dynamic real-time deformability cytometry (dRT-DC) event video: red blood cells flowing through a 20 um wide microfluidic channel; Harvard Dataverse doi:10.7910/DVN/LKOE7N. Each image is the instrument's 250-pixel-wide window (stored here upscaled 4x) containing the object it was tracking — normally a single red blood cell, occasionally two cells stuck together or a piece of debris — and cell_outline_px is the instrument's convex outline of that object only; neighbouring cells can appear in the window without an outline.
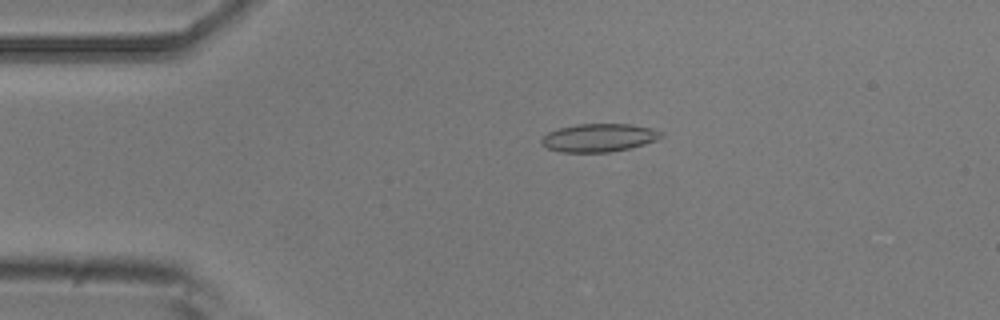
{"species": "common noctule bat (a hibernating species)", "species_latin": "Nyctalus noctula", "temperature_condition": "room temperature", "stored_images_in_passage": 42, "camera_frame_rate_fps": 3000, "um_per_image_px": 0.085, "animal": {"sex": "male", "body_mass_g": 20.5, "forearm_length_mm": 52.5}, "frame": {"image": 1, "passage_image": 2, "time_ms": 0.333, "image_size_px": [1000, 320], "cell_outline_px": [[664, 136], [656, 140], [644, 144], [612, 152], [560, 152], [548, 148], [540, 144], [540, 140], [548, 132], [560, 128], [576, 124], [628, 124], [652, 128], [660, 132]], "centroid_in_image_um": [50.88, 11.71], "position_along_channel_um": 34.1, "area_um2": 19.54}}
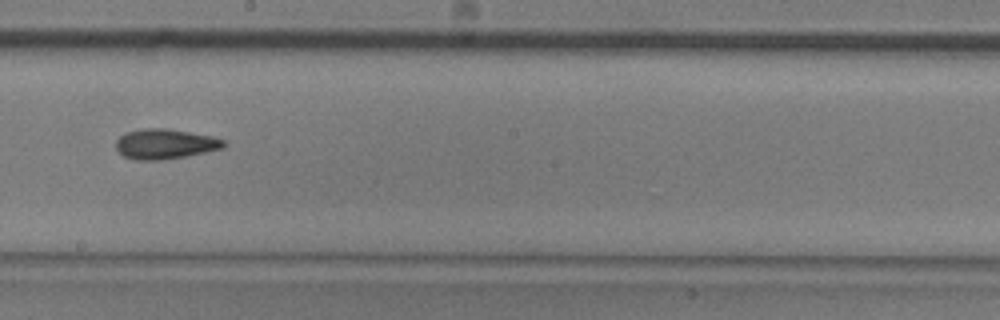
{"frame": {"image": 2, "passage_image": 20, "time_ms": 6.333, "image_size_px": [1000, 320], "cell_outline_px": [[228, 144], [224, 148], [188, 156], [164, 160], [132, 160], [124, 156], [116, 148], [116, 140], [124, 132], [140, 128], [168, 128], [212, 136], [224, 140]], "centroid_in_image_um": [14.04, 12.23], "position_along_channel_um": 234.2, "area_um2": 19.25}}
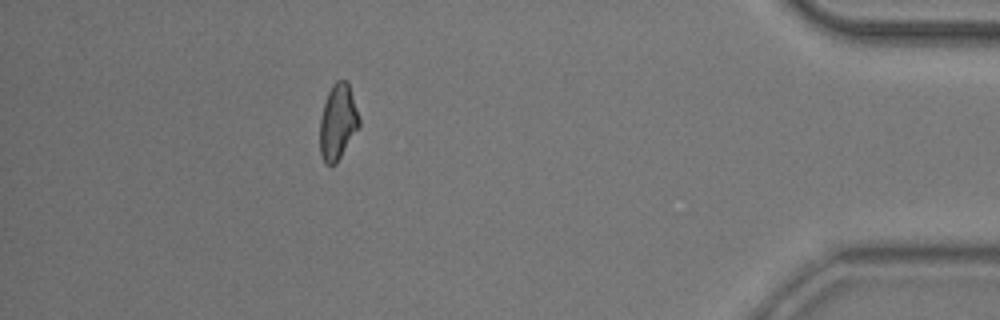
{"frame": {"image": 3, "passage_image": 37, "time_ms": 12.0, "image_size_px": [1000, 320], "cell_outline_px": [[360, 124], [336, 164], [324, 164], [320, 152], [320, 116], [328, 92], [332, 84], [336, 80], [348, 80], [360, 120]], "centroid_in_image_um": [28.7, 10.35], "position_along_channel_um": 406.5, "area_um2": 17.22}, "authors_computed_cell_mechanics": {"area_um2": 18.1492, "velocity_mm_per_s": 3.9386, "shape_relaxation_time_tau1_ms": 6.3325, "shape_relaxation_time_tau2_ms": 5.0336, "deformation_change_tau1": 0.1504, "deformation_change_tau2": 0.1345}}